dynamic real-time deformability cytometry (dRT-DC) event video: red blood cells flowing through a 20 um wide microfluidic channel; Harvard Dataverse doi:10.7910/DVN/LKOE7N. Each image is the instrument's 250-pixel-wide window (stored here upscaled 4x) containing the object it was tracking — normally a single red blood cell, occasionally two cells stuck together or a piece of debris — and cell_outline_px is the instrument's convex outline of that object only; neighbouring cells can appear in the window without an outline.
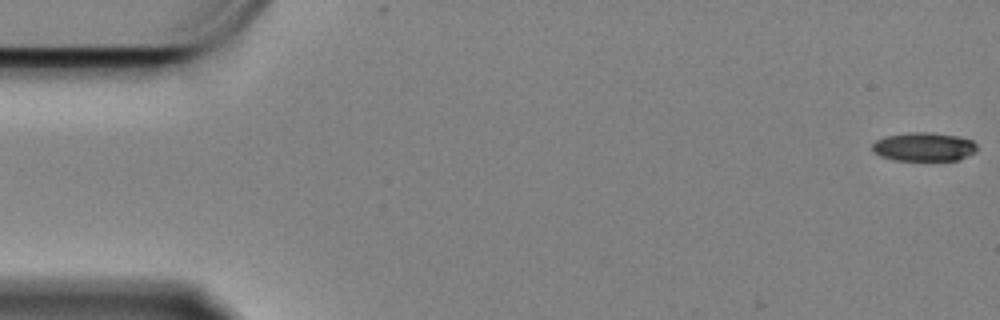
{"species": "Egyptian fruit bat (a non-hibernating species)", "species_latin": "Rousettus aegyptiacus", "temperature_condition": "cold", "stored_images_in_passage": 7, "camera_frame_rate_fps": 3000, "um_per_image_px": 0.085, "animal": {"sex": "female"}, "frame": {"image": 1, "passage_image": 1, "time_ms": 0.0, "image_size_px": [1000, 320], "cell_outline_px": [[976, 148], [972, 152], [956, 160], [892, 160], [880, 156], [872, 152], [872, 144], [876, 140], [884, 136], [908, 132], [928, 132], [956, 136], [972, 140], [976, 144]], "centroid_in_image_um": [78.43, 12.47], "position_along_channel_um": 6.6, "area_um2": 17.4}}